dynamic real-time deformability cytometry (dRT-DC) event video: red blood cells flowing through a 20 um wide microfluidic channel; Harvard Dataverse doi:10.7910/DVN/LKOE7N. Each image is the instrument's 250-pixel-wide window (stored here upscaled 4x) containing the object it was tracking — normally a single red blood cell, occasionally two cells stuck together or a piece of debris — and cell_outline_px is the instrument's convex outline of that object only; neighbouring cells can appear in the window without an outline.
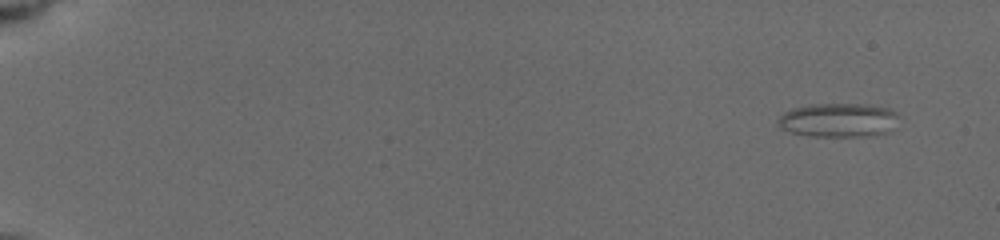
{"species": "common noctule bat (a hibernating species)", "species_latin": "Nyctalus noctula", "temperature_condition": "cold", "stored_images_in_passage": 12, "camera_frame_rate_fps": 3000, "um_per_image_px": 0.085, "animal": {"sex": "female", "body_mass_g": 19.5, "forearm_length_mm": 54.1}, "frame": {"image": 1, "passage_image": 1, "time_ms": 0.0, "image_size_px": [1000, 240], "cell_outline_px": [[900, 116], [892, 132], [872, 136], [808, 136], [792, 132], [780, 128], [776, 124], [776, 120], [784, 112], [792, 108], [808, 104], [868, 104], [888, 108], [896, 112]], "centroid_in_image_um": [71.29, 10.21], "position_along_channel_um": 13.7, "area_um2": 24.45}}
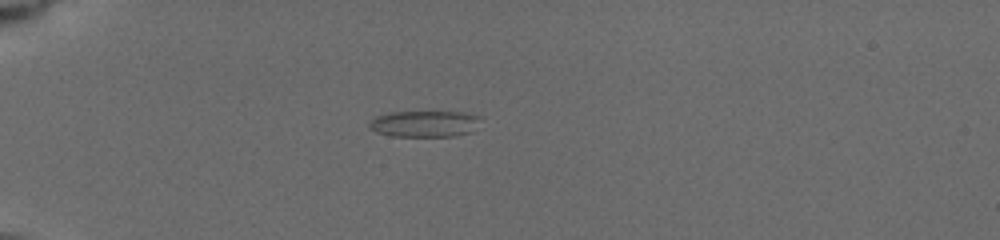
{"frame": {"image": 2, "passage_image": 9, "time_ms": 4.333, "image_size_px": [1000, 240], "cell_outline_px": [[484, 116], [472, 132], [452, 136], [392, 136], [376, 132], [368, 124], [376, 116], [388, 112], [464, 112]], "centroid_in_image_um": [36.15, 10.51], "position_along_channel_um": 48.9, "area_um2": 17.17}}
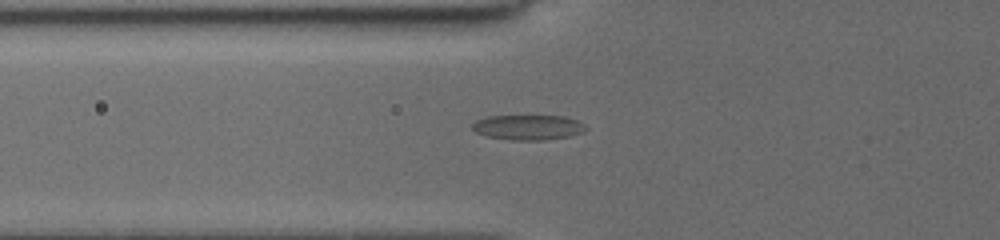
{"frame": {"image": 3, "passage_image": 12, "time_ms": 6.0, "image_size_px": [1000, 240], "cell_outline_px": [[588, 128], [584, 132], [568, 136], [544, 140], [512, 140], [484, 136], [476, 132], [472, 128], [472, 124], [476, 120], [488, 116], [564, 116], [576, 120], [584, 124]], "centroid_in_image_um": [44.88, 10.82], "position_along_channel_um": 80.9, "area_um2": 16.59}}